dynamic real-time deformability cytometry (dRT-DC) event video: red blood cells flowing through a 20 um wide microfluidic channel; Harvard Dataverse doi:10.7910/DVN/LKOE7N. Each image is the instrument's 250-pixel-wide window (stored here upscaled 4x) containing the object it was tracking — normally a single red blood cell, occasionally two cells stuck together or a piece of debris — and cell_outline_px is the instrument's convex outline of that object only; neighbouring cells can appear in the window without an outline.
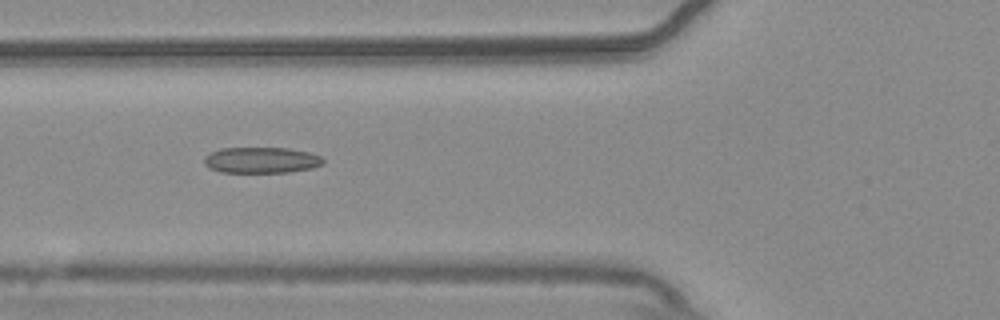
{"species": "common noctule bat (a hibernating species)", "species_latin": "Nyctalus noctula", "temperature_condition": "warm", "stored_images_in_passage": 40, "camera_frame_rate_fps": 3000, "um_per_image_px": 0.085, "animal": {"sex": "male", "body_mass_g": 20.4}, "frame": {"image": 1, "passage_image": 6, "time_ms": 1.667, "image_size_px": [1000, 320], "cell_outline_px": [[324, 164], [312, 168], [288, 172], [220, 172], [208, 168], [204, 164], [204, 156], [220, 148], [288, 148], [308, 152], [320, 156], [324, 160]], "centroid_in_image_um": [22.2, 13.61], "position_along_channel_um": 103.6, "area_um2": 18.03}}
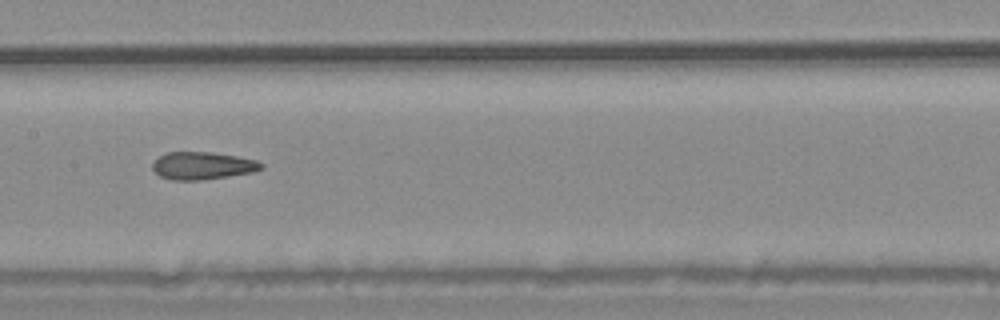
{"frame": {"image": 2, "passage_image": 13, "time_ms": 4.0, "image_size_px": [1000, 320], "cell_outline_px": [[264, 168], [252, 172], [204, 180], [172, 180], [160, 176], [152, 168], [152, 164], [160, 156], [168, 152], [212, 152], [236, 156], [256, 160], [264, 164]], "centroid_in_image_um": [17.23, 14.08], "position_along_channel_um": 190.2, "area_um2": 17.4}}
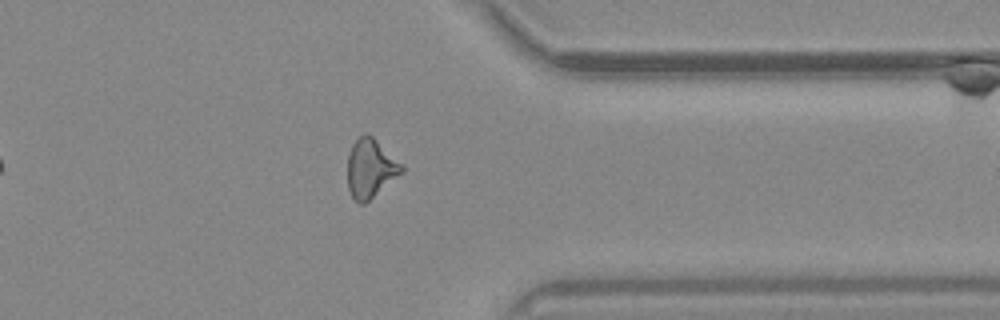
{"frame": {"image": 3, "passage_image": 29, "time_ms": 9.333, "image_size_px": [1000, 320], "cell_outline_px": [[404, 172], [364, 204], [360, 204], [352, 196], [348, 188], [348, 156], [352, 144], [364, 132], [368, 132], [404, 164]], "centroid_in_image_um": [31.52, 14.28], "position_along_channel_um": 379.9, "area_um2": 18.73}, "authors_computed_cell_mechanics": {"area_um2": 18.0336, "velocity_mm_per_s": 3.6965, "shape_relaxation_time_tau1_ms": null, "shape_relaxation_time_tau2_ms": 2.2176, "deformation_change_tau1": null, "deformation_change_tau2": 0.1083}}